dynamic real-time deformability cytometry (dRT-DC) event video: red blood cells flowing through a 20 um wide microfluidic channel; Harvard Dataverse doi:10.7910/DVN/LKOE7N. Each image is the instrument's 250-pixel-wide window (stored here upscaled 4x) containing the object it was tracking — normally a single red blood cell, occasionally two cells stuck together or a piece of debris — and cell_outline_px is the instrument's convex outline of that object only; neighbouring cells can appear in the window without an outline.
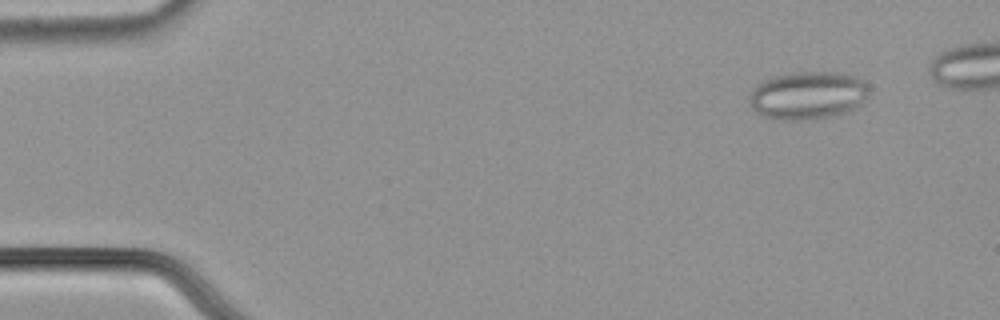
{"species": "common noctule bat (a hibernating species)", "species_latin": "Nyctalus noctula", "temperature_condition": "cold", "stored_images_in_passage": 47, "segment_of_instrument_passage": [1, 2], "camera_frame_rate_fps": 3000, "um_per_image_px": 0.085, "animal": {"sex": "male", "body_mass_g": 21.5, "forearm_length_mm": 52.0}, "frame": {"image": 1, "passage_image": 2, "time_ms": 0.333, "image_size_px": [1000, 320], "cell_outline_px": [[868, 92], [864, 100], [860, 104], [852, 108], [832, 116], [804, 120], [784, 120], [764, 116], [756, 112], [748, 104], [748, 96], [756, 84], [764, 80], [776, 76], [792, 72], [832, 72], [856, 76], [864, 80]], "centroid_in_image_um": [68.6, 8.1], "position_along_channel_um": 16.4, "area_um2": 33.23}}